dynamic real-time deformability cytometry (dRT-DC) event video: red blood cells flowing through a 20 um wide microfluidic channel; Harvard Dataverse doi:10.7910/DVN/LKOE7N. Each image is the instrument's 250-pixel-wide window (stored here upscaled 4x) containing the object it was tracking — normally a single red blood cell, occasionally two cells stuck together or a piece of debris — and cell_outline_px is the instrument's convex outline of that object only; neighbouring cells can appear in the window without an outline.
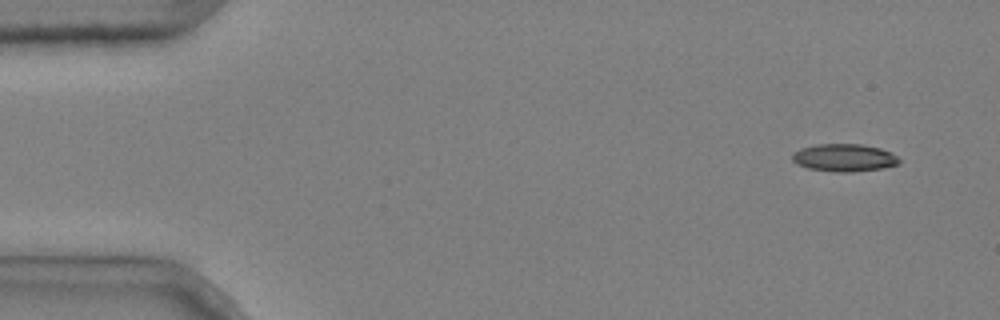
{"species": "common noctule bat (a hibernating species)", "species_latin": "Nyctalus noctula", "temperature_condition": "cold", "stored_images_in_passage": 4, "camera_frame_rate_fps": 3000, "um_per_image_px": 0.085, "animal": {"sex": "male", "body_mass_g": 20.4}, "frame": {"image": 1, "passage_image": 1, "time_ms": 0.0, "image_size_px": [1000, 320], "cell_outline_px": [[900, 164], [884, 168], [852, 172], [836, 172], [808, 168], [796, 164], [792, 160], [792, 152], [800, 148], [816, 144], [860, 144], [880, 148], [896, 156], [900, 160]], "centroid_in_image_um": [71.73, 13.41], "position_along_channel_um": 13.3, "area_um2": 17.28}}